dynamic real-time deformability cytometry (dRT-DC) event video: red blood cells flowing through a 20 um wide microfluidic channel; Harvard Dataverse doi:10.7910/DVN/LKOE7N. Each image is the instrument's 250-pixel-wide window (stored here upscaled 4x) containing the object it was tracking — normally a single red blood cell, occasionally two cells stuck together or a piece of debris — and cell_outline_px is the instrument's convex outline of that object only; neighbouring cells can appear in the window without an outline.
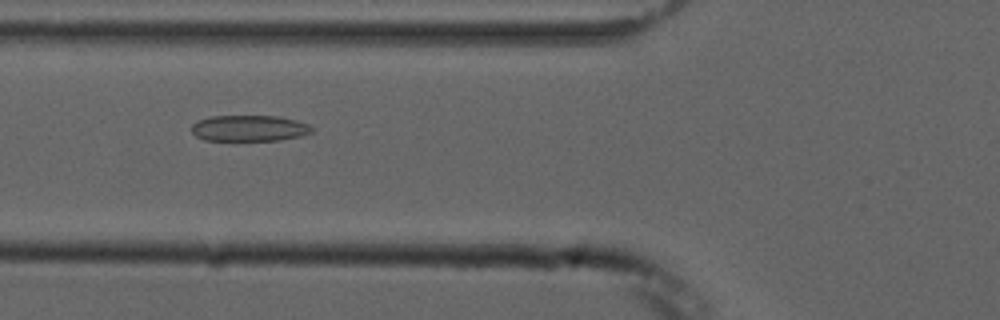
{"species": "common noctule bat (a hibernating species)", "species_latin": "Nyctalus noctula", "temperature_condition": "cold", "stored_images_in_passage": 7, "camera_frame_rate_fps": 3000, "um_per_image_px": 0.085, "animal": {"sex": "male", "forearm_length_mm": 52.5}, "frame": {"image": 1, "passage_image": 3, "time_ms": 2.333, "image_size_px": [1000, 320], "cell_outline_px": [[312, 132], [300, 136], [280, 140], [204, 140], [196, 136], [192, 132], [192, 124], [200, 120], [212, 116], [280, 116], [296, 120], [308, 124], [312, 128]], "centroid_in_image_um": [21.19, 10.9], "position_along_channel_um": 104.6, "area_um2": 18.15}}
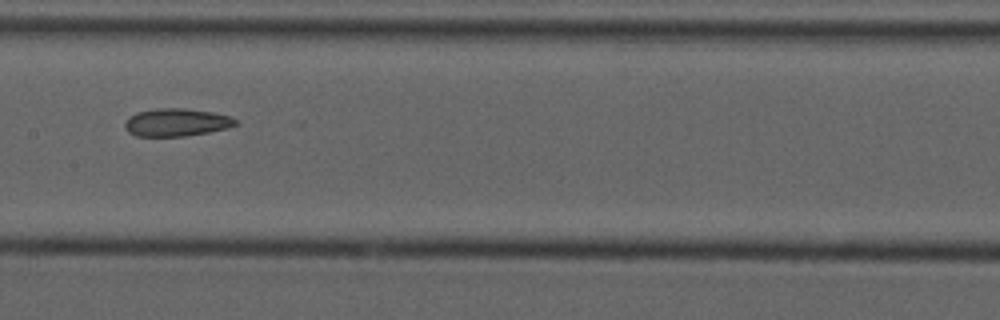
{"frame": {"image": 2, "passage_image": 5, "time_ms": 4.667, "image_size_px": [1000, 320], "cell_outline_px": [[240, 124], [228, 128], [208, 132], [184, 136], [136, 136], [128, 132], [124, 128], [124, 124], [136, 112], [156, 108], [184, 108], [212, 112], [228, 116], [236, 120]], "centroid_in_image_um": [15.0, 10.4], "position_along_channel_um": 192.4, "area_um2": 17.86}}
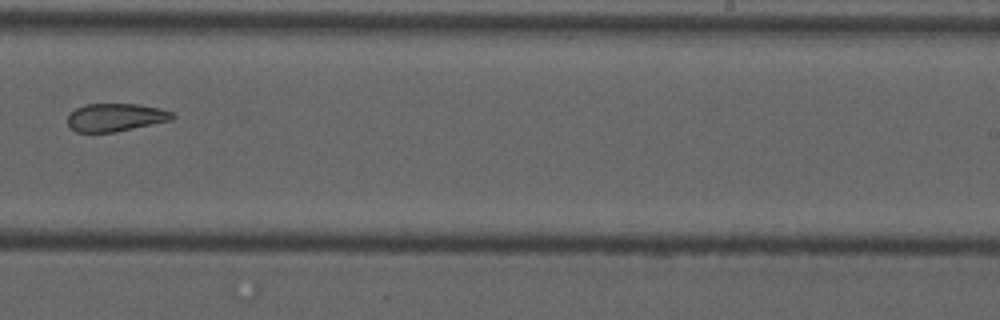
{"frame": {"image": 3, "passage_image": 7, "time_ms": 7.0, "image_size_px": [1000, 320], "cell_outline_px": [[176, 116], [172, 120], [112, 132], [76, 132], [68, 124], [68, 116], [76, 108], [84, 104], [140, 104], [160, 108], [172, 112]], "centroid_in_image_um": [9.84, 9.96], "position_along_channel_um": 279.2, "area_um2": 16.94}}